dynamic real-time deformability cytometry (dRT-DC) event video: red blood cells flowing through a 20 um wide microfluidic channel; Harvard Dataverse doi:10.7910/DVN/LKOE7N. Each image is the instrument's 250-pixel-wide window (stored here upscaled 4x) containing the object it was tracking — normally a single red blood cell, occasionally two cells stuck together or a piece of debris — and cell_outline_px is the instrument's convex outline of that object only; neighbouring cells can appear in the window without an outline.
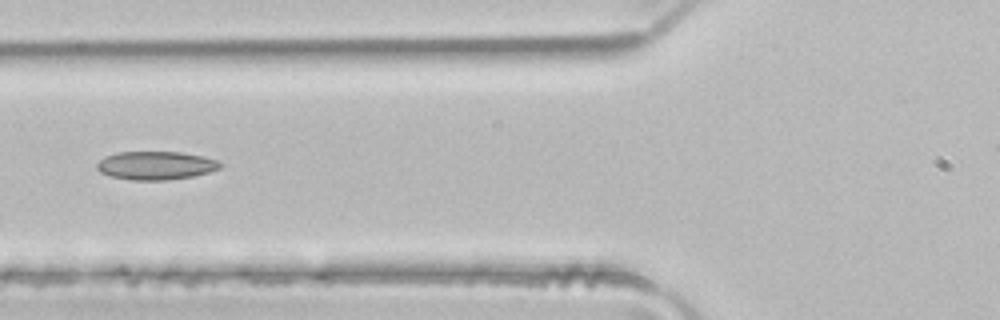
{"species": "common noctule bat (a hibernating species)", "species_latin": "Nyctalus noctula", "temperature_condition": "room temperature", "stored_images_in_passage": 6, "camera_frame_rate_fps": 3000, "um_per_image_px": 0.085, "animal": {"sex": "male", "body_mass_g": 21.5, "forearm_length_mm": 52.0}, "frame": {"image": 1, "passage_image": 6, "time_ms": 1.667, "image_size_px": [1000, 320], "cell_outline_px": [[220, 168], [208, 172], [192, 176], [168, 180], [132, 180], [108, 176], [100, 172], [96, 168], [96, 164], [104, 156], [116, 152], [180, 152], [204, 156], [216, 160], [220, 164]], "centroid_in_image_um": [13.18, 14.06], "position_along_channel_um": 112.6, "area_um2": 20.4}}